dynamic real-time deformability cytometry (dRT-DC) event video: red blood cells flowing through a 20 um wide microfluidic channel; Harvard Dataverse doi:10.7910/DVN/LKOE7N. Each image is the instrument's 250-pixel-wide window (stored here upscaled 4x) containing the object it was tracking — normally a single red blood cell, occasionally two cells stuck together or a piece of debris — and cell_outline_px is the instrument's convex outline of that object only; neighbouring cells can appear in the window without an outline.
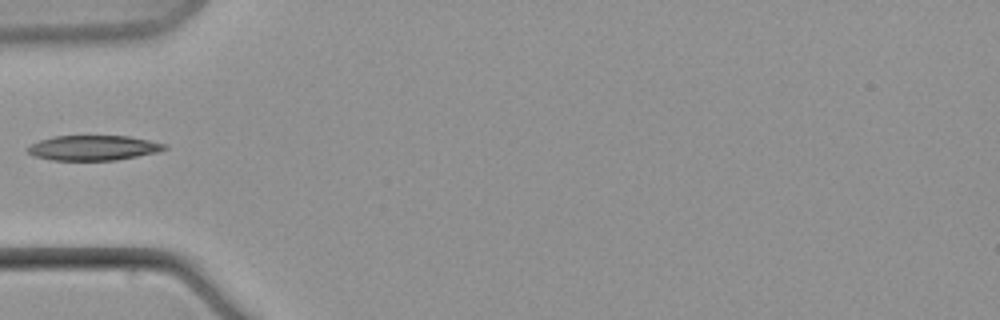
{"species": "common noctule bat (a hibernating species)", "species_latin": "Nyctalus noctula", "temperature_condition": "warm", "stored_images_in_passage": 9, "camera_frame_rate_fps": 3000, "um_per_image_px": 0.085, "animal": {"sex": "male", "body_mass_g": 21.5, "forearm_length_mm": 52.0}, "frame": {"image": 1, "passage_image": 7, "time_ms": 8.0, "image_size_px": [1000, 320], "cell_outline_px": [[168, 148], [156, 152], [116, 160], [52, 160], [32, 156], [28, 152], [28, 148], [32, 144], [40, 140], [56, 136], [128, 136], [148, 140], [164, 144]], "centroid_in_image_um": [7.91, 12.57], "position_along_channel_um": 77.1, "area_um2": 19.65}}
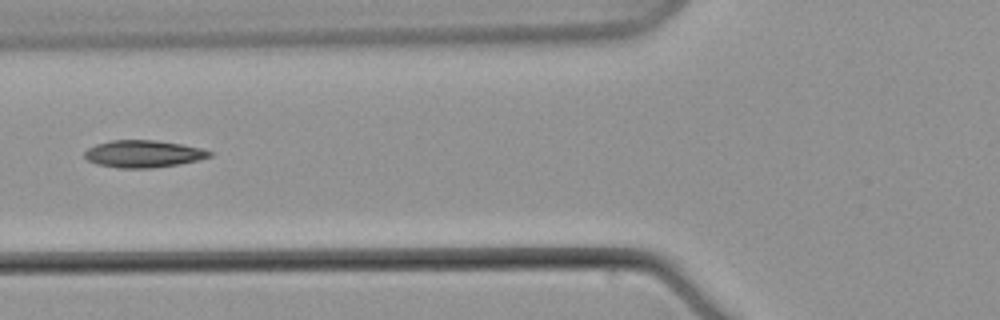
{"frame": {"image": 2, "passage_image": 8, "time_ms": 9.333, "image_size_px": [1000, 320], "cell_outline_px": [[212, 156], [200, 160], [152, 168], [116, 168], [96, 164], [88, 160], [84, 156], [84, 152], [88, 148], [96, 144], [112, 140], [156, 140], [180, 144], [200, 148], [212, 152]], "centroid_in_image_um": [12.16, 13.08], "position_along_channel_um": 113.6, "area_um2": 19.77}}